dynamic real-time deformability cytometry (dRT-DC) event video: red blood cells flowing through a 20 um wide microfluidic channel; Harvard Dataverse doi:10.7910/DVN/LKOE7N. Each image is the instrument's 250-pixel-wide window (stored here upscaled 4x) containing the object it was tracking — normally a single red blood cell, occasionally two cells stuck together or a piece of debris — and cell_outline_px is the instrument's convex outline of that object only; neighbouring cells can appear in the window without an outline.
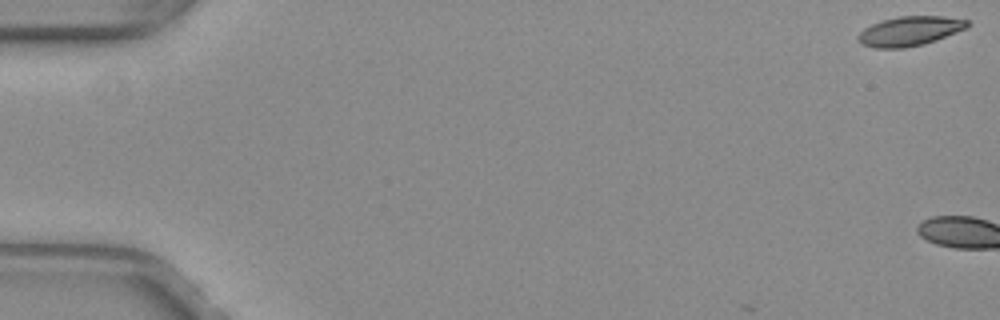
{"species": "common noctule bat (a hibernating species)", "species_latin": "Nyctalus noctula", "temperature_condition": "warm", "stored_images_in_passage": 4, "camera_frame_rate_fps": 3000, "um_per_image_px": 0.085, "animal": {"sex": "female", "body_mass_g": 29.2, "forearm_length_mm": 56.3}, "frame": {"image": 1, "passage_image": 1, "time_ms": 0.0, "image_size_px": [1000, 320], "cell_outline_px": [[972, 24], [968, 28], [936, 40], [924, 44], [904, 48], [876, 48], [860, 44], [856, 40], [856, 36], [864, 28], [872, 24], [884, 20], [900, 16], [944, 16], [972, 20]], "centroid_in_image_um": [77.37, 2.64], "position_along_channel_um": 7.6, "area_um2": 19.07}}